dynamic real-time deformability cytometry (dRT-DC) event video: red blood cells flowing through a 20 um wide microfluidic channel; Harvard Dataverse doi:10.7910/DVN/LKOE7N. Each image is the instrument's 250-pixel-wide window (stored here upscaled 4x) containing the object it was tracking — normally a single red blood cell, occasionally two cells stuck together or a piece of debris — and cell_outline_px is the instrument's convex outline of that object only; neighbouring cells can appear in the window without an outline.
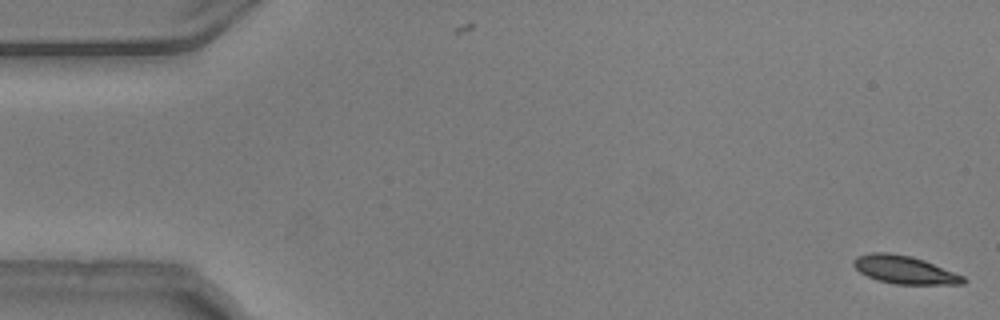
{"species": "common noctule bat (a hibernating species)", "species_latin": "Nyctalus noctula", "temperature_condition": "warm", "stored_images_in_passage": 54, "camera_frame_rate_fps": 3000, "um_per_image_px": 0.085, "animal": {"sex": "male", "body_mass_g": 20.5, "forearm_length_mm": 52.5}, "frame": {"image": 1, "passage_image": 1, "time_ms": 0.0, "image_size_px": [1000, 320], "cell_outline_px": [[968, 280], [964, 284], [892, 284], [876, 280], [860, 272], [852, 264], [852, 260], [856, 256], [872, 252], [888, 252], [912, 256], [924, 260], [964, 276]], "centroid_in_image_um": [76.87, 22.93], "position_along_channel_um": 8.1, "area_um2": 18.03}}
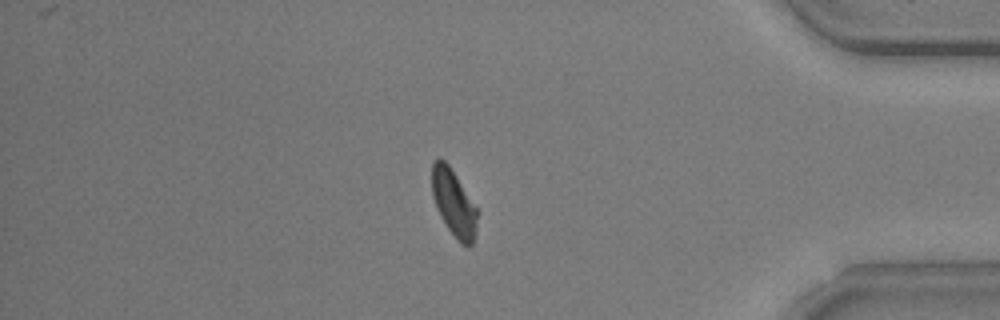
{"frame": {"image": 2, "passage_image": 46, "time_ms": 15.0, "image_size_px": [1000, 320], "cell_outline_px": [[476, 220], [472, 244], [468, 248], [460, 244], [456, 240], [440, 216], [436, 208], [432, 196], [432, 164], [440, 156], [448, 164], [456, 176], [476, 208]], "centroid_in_image_um": [38.52, 17.26], "position_along_channel_um": 396.7, "area_um2": 17.28}}
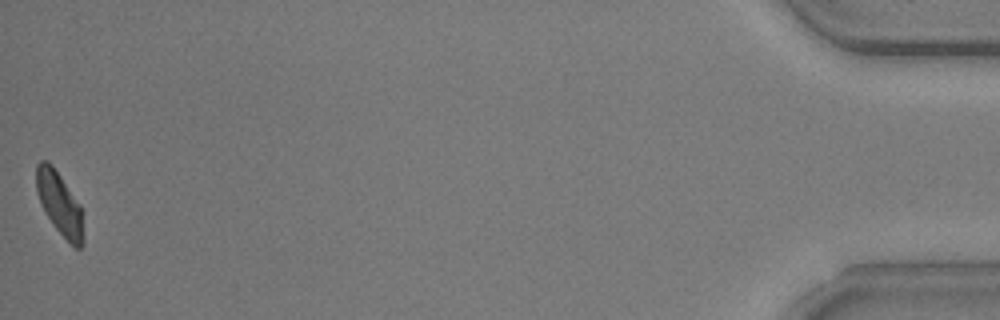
{"frame": {"image": 3, "passage_image": 54, "time_ms": 17.667, "image_size_px": [1000, 320], "cell_outline_px": [[84, 244], [80, 248], [76, 248], [56, 228], [44, 212], [40, 204], [36, 192], [36, 164], [40, 160], [48, 160], [52, 164], [80, 204], [84, 236]], "centroid_in_image_um": [5.04, 17.27], "position_along_channel_um": 430.2, "area_um2": 17.28}, "authors_computed_cell_mechanics": {"area_um2": 18.496, "velocity_mm_per_s": 3.7319, "shape_relaxation_time_tau1_ms": 3.6212, "shape_relaxation_time_tau2_ms": 3.4129, "deformation_change_tau1": 0.1339, "deformation_change_tau2": 0.0757}}